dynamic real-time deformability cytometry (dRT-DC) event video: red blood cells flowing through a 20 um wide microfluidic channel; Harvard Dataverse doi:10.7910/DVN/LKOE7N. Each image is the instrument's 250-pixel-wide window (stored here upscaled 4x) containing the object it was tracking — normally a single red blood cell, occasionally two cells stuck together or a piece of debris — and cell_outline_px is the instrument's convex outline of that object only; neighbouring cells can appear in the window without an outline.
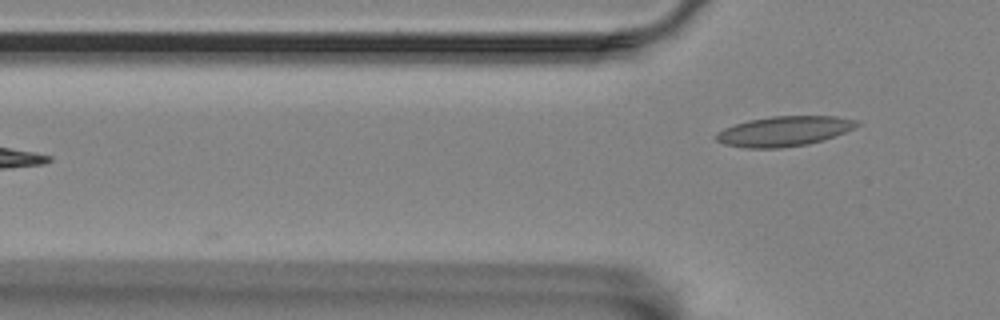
{"species": "Egyptian fruit bat (a non-hibernating species)", "species_latin": "Rousettus aegyptiacus", "temperature_condition": "room temperature", "stored_images_in_passage": 23, "camera_frame_rate_fps": 3000, "um_per_image_px": 0.085, "animal": {"sex": "female"}, "frame": {"image": 1, "passage_image": 23, "time_ms": 7.333, "image_size_px": [1000, 320], "cell_outline_px": [[860, 124], [844, 132], [824, 140], [808, 144], [780, 148], [744, 148], [724, 144], [716, 140], [712, 136], [716, 132], [724, 128], [748, 120], [772, 116], [836, 116], [856, 120]], "centroid_in_image_um": [66.59, 11.16], "position_along_channel_um": 59.2, "area_um2": 24.62}}